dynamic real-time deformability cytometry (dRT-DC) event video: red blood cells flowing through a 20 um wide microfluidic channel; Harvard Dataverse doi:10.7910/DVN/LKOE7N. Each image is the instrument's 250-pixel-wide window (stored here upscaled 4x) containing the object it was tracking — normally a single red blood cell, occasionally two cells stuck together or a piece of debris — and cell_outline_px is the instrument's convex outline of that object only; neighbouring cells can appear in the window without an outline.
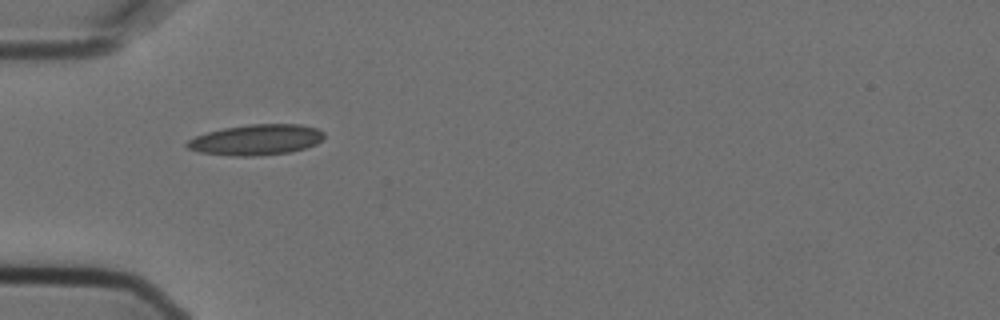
{"species": "Egyptian fruit bat (a non-hibernating species)", "species_latin": "Rousettus aegyptiacus", "temperature_condition": "cold", "stored_images_in_passage": 2, "camera_frame_rate_fps": 3000, "um_per_image_px": 0.085, "animal": {"sex": "female"}, "frame": {"image": 1, "passage_image": 1, "time_ms": 0.0, "image_size_px": [1000, 320], "cell_outline_px": [[324, 136], [316, 144], [304, 148], [288, 152], [256, 156], [236, 156], [200, 152], [188, 148], [184, 144], [188, 140], [196, 136], [208, 132], [224, 128], [248, 124], [300, 124], [316, 128], [324, 132]], "centroid_in_image_um": [21.77, 11.87], "position_along_channel_um": 63.2, "area_um2": 24.28}}
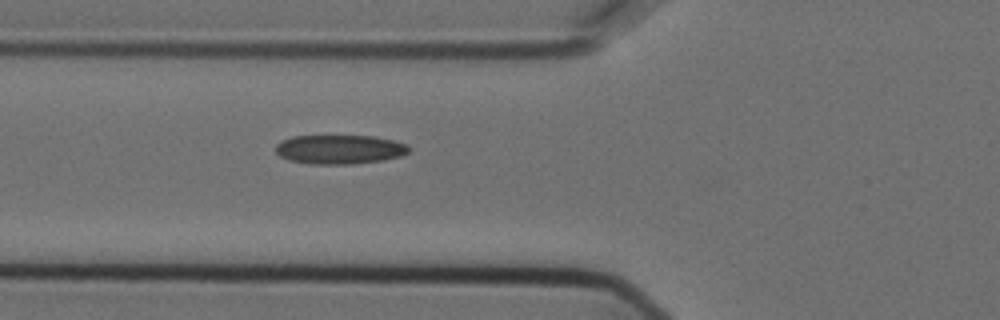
{"frame": {"image": 2, "passage_image": 2, "time_ms": 0.333, "image_size_px": [1000, 320], "cell_outline_px": [[412, 148], [408, 152], [400, 156], [384, 160], [352, 164], [312, 164], [288, 160], [280, 156], [276, 152], [276, 144], [280, 140], [292, 136], [372, 136], [392, 140], [408, 144]], "centroid_in_image_um": [28.86, 12.7], "position_along_channel_um": 96.9, "area_um2": 22.77}}